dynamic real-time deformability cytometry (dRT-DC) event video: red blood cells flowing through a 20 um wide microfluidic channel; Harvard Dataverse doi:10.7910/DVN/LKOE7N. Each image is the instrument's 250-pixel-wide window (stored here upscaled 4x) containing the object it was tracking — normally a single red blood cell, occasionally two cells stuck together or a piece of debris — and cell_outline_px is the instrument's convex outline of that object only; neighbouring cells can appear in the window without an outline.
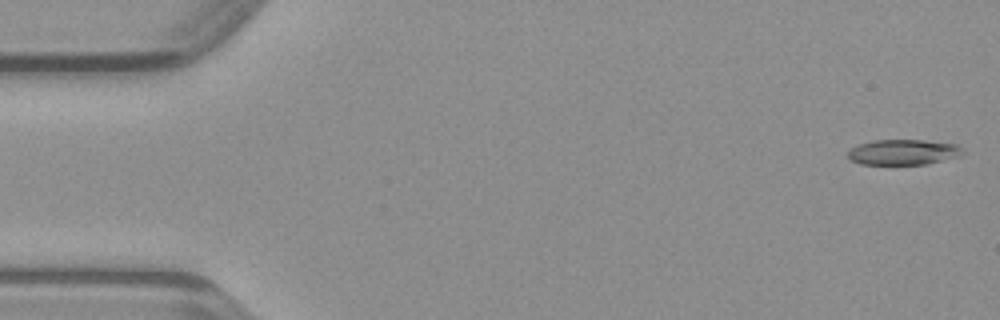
{"species": "common noctule bat (a hibernating species)", "species_latin": "Nyctalus noctula", "temperature_condition": "warm", "stored_images_in_passage": 12, "camera_frame_rate_fps": 3000, "um_per_image_px": 0.085, "animal": {"sex": "male", "body_mass_g": 23.1, "forearm_length_mm": 52.7}, "frame": {"image": 1, "passage_image": 1, "time_ms": 0.0, "image_size_px": [1000, 320], "cell_outline_px": [[960, 156], [928, 164], [860, 164], [852, 160], [848, 156], [848, 152], [852, 148], [860, 144], [872, 140], [924, 140], [956, 144], [960, 148]], "centroid_in_image_um": [76.76, 12.93], "position_along_channel_um": 8.2, "area_um2": 16.76}}
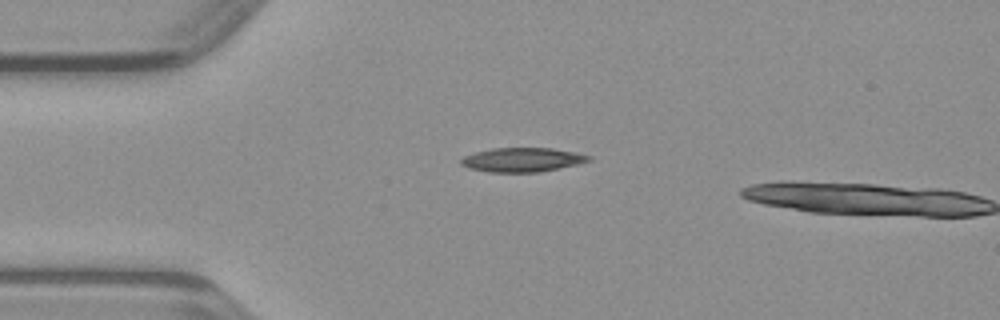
{"frame": {"image": 2, "passage_image": 11, "time_ms": 3.333, "image_size_px": [1000, 320], "cell_outline_px": [[592, 160], [576, 164], [540, 172], [488, 172], [468, 168], [460, 164], [460, 160], [464, 156], [476, 152], [492, 148], [552, 148], [576, 152], [592, 156]], "centroid_in_image_um": [44.39, 13.58], "position_along_channel_um": 40.6, "area_um2": 17.98}}